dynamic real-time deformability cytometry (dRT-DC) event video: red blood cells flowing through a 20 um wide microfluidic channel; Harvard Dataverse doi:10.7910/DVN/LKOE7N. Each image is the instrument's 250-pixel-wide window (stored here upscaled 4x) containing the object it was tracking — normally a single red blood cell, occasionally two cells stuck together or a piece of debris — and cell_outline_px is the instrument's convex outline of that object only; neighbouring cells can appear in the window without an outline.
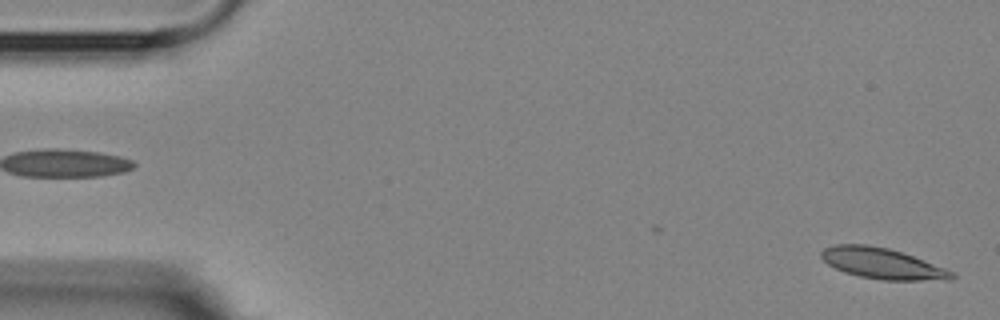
{"species": "Egyptian fruit bat (a non-hibernating species)", "species_latin": "Rousettus aegyptiacus", "temperature_condition": "room temperature", "stored_images_in_passage": 6, "segment_of_instrument_passage": [2, 2], "camera_frame_rate_fps": 3000, "um_per_image_px": 0.085, "animal": {"sex": "female"}, "frame": {"image": 1, "passage_image": 6, "time_ms": 5.667, "image_size_px": [1000, 320], "cell_outline_px": [[956, 276], [952, 280], [884, 280], [860, 276], [844, 272], [828, 264], [820, 256], [820, 252], [824, 248], [836, 244], [868, 244], [888, 248], [912, 256], [944, 268], [952, 272]], "centroid_in_image_um": [74.96, 22.39], "position_along_channel_um": 10.0, "area_um2": 23.18}}